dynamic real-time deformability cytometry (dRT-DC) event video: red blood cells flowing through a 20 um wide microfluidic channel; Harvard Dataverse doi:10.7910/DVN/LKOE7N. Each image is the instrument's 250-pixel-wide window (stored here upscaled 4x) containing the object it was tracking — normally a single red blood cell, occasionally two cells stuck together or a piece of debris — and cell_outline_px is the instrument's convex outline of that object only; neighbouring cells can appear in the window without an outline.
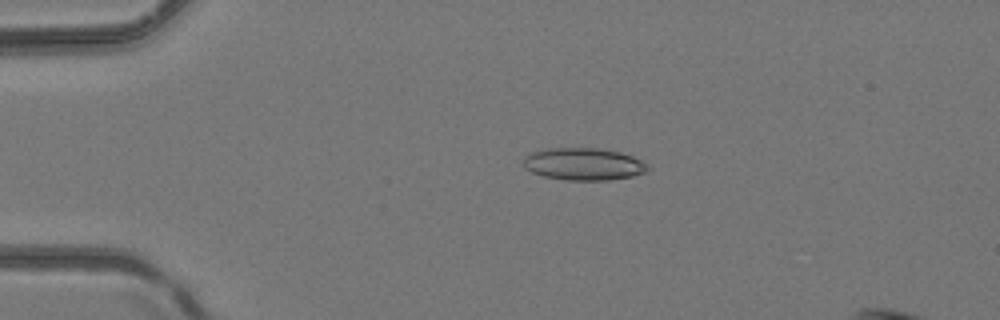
{"species": "common noctule bat (a hibernating species)", "species_latin": "Nyctalus noctula", "temperature_condition": "room temperature", "stored_images_in_passage": 6, "camera_frame_rate_fps": 3000, "um_per_image_px": 0.085, "animal": {"sex": "female", "body_mass_g": 24.6, "forearm_length_mm": 56.2}, "frame": {"image": 1, "passage_image": 4, "time_ms": 1.0, "image_size_px": [1000, 320], "cell_outline_px": [[648, 172], [632, 176], [608, 180], [568, 180], [544, 176], [532, 172], [524, 168], [524, 156], [532, 152], [548, 148], [600, 148], [620, 152], [632, 156], [648, 164]], "centroid_in_image_um": [49.61, 13.94], "position_along_channel_um": 35.4, "area_um2": 23.41}}